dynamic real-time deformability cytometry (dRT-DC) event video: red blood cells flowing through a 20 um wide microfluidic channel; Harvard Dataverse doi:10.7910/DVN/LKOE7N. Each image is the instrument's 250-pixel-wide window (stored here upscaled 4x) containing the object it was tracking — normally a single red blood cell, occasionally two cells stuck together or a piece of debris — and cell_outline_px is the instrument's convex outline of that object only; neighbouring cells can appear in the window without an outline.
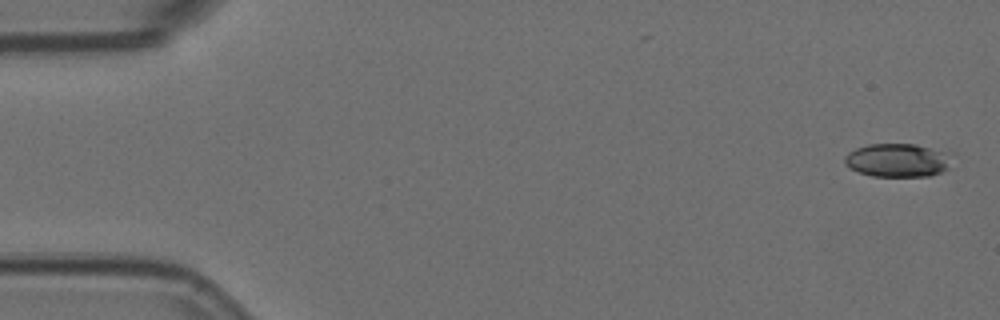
{"species": "Egyptian fruit bat (a non-hibernating species)", "species_latin": "Rousettus aegyptiacus", "temperature_condition": "room temperature", "stored_images_in_passage": 4, "camera_frame_rate_fps": 3000, "um_per_image_px": 0.085, "animal": {"sex": "female"}, "frame": {"image": 1, "passage_image": 1, "time_ms": 0.0, "image_size_px": [1000, 320], "cell_outline_px": [[948, 168], [940, 172], [928, 176], [872, 176], [860, 172], [852, 168], [844, 160], [844, 156], [848, 152], [856, 148], [868, 144], [916, 144], [944, 152], [948, 156]], "centroid_in_image_um": [76.24, 13.61], "position_along_channel_um": 8.8, "area_um2": 20.4}}
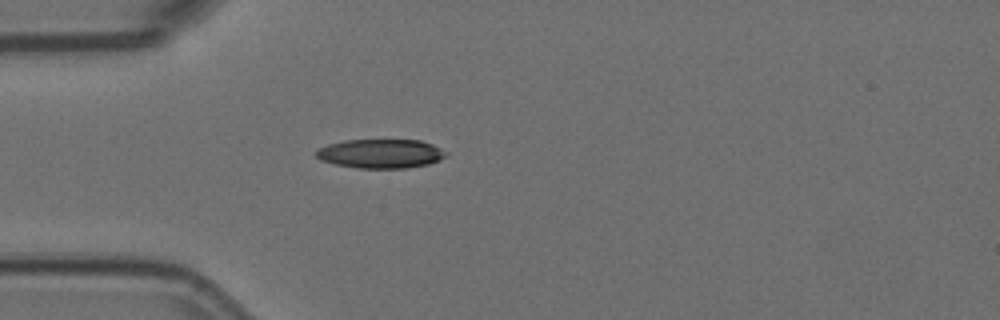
{"frame": {"image": 2, "passage_image": 4, "time_ms": 1.0, "image_size_px": [1000, 320], "cell_outline_px": [[448, 156], [440, 160], [428, 164], [404, 168], [356, 168], [336, 164], [320, 160], [316, 156], [316, 148], [328, 144], [344, 140], [420, 140], [432, 144], [448, 152]], "centroid_in_image_um": [32.36, 13.05], "position_along_channel_um": 52.6, "area_um2": 22.14}}